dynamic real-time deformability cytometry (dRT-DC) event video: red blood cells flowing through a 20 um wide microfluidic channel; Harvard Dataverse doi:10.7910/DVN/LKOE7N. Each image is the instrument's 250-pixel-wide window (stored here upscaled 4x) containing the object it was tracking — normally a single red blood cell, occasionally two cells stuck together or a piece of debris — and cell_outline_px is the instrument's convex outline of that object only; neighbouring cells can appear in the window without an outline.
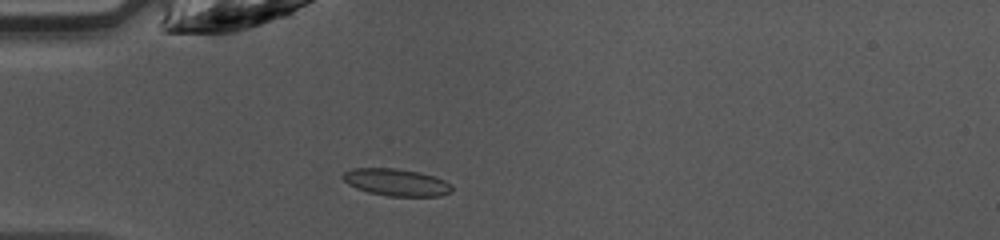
{"species": "common noctule bat (a hibernating species)", "species_latin": "Nyctalus noctula", "temperature_condition": "warm", "stored_images_in_passage": 35, "camera_frame_rate_fps": 3000, "um_per_image_px": 0.085, "animal": {"sex": "female", "body_mass_g": 10.0, "forearm_length_mm": 53.1}, "frame": {"image": 1, "passage_image": 2, "time_ms": 0.333, "image_size_px": [1000, 240], "cell_outline_px": [[452, 192], [440, 196], [388, 196], [368, 192], [356, 188], [348, 184], [340, 176], [344, 172], [352, 168], [396, 168], [420, 172], [436, 176], [452, 184]], "centroid_in_image_um": [33.7, 15.49], "position_along_channel_um": 51.3, "area_um2": 17.46}}
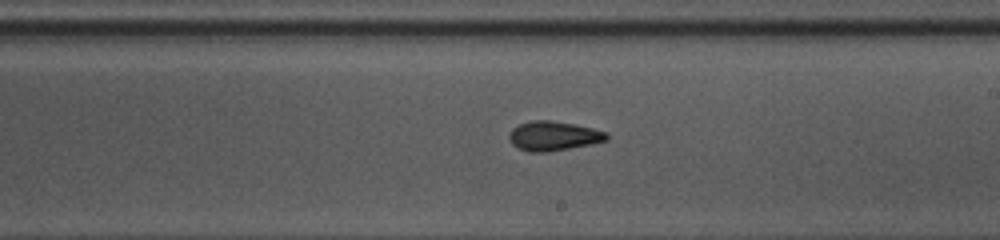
{"frame": {"image": 2, "passage_image": 16, "time_ms": 5.0, "image_size_px": [1000, 240], "cell_outline_px": [[608, 140], [592, 144], [548, 152], [532, 152], [520, 148], [512, 144], [508, 136], [508, 132], [512, 128], [520, 124], [532, 120], [552, 120], [576, 124], [608, 132]], "centroid_in_image_um": [47.06, 11.54], "position_along_channel_um": 241.9, "area_um2": 16.82}}
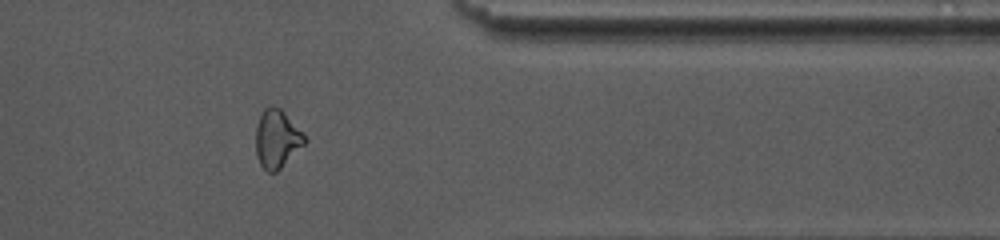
{"frame": {"image": 3, "passage_image": 27, "time_ms": 8.667, "image_size_px": [1000, 240], "cell_outline_px": [[308, 140], [276, 172], [268, 172], [260, 164], [256, 156], [256, 124], [264, 108], [280, 108], [284, 112]], "centroid_in_image_um": [23.51, 11.82], "position_along_channel_um": 387.9, "area_um2": 16.13}, "authors_computed_cell_mechanics": {"area_um2": 16.5886, "velocity_mm_per_s": 4.2732, "shape_relaxation_time_tau1_ms": 3.2166, "shape_relaxation_time_tau2_ms": 3.9034, "deformation_change_tau1": 0.1191, "deformation_change_tau2": 0.1041}}